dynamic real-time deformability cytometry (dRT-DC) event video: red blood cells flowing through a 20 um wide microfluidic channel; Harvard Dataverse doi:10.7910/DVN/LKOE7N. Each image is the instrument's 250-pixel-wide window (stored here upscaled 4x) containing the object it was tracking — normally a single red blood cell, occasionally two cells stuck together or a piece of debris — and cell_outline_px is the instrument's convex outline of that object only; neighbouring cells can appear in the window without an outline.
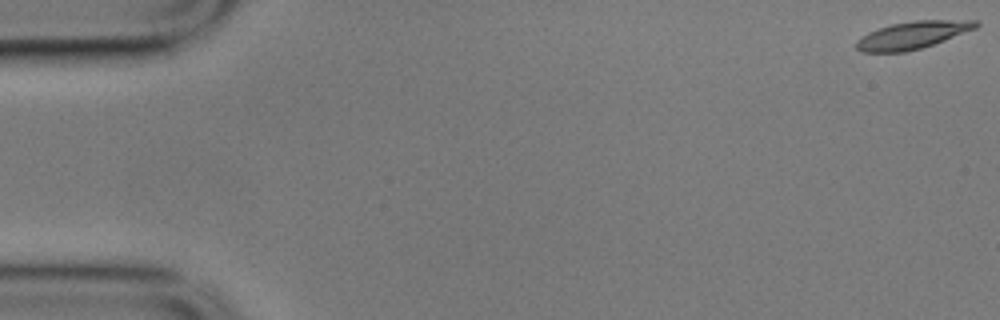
{"species": "common noctule bat (a hibernating species)", "species_latin": "Nyctalus noctula", "temperature_condition": "cold", "stored_images_in_passage": 16, "camera_frame_rate_fps": 3000, "um_per_image_px": 0.085, "animal": {"sex": "male", "body_mass_g": 17.9}, "frame": {"image": 1, "passage_image": 1, "time_ms": 0.0, "image_size_px": [1000, 320], "cell_outline_px": [[980, 24], [976, 28], [944, 40], [920, 48], [904, 52], [860, 52], [856, 48], [856, 40], [868, 32], [892, 24], [916, 20], [976, 20]], "centroid_in_image_um": [77.54, 2.98], "position_along_channel_um": 7.5, "area_um2": 18.9}}
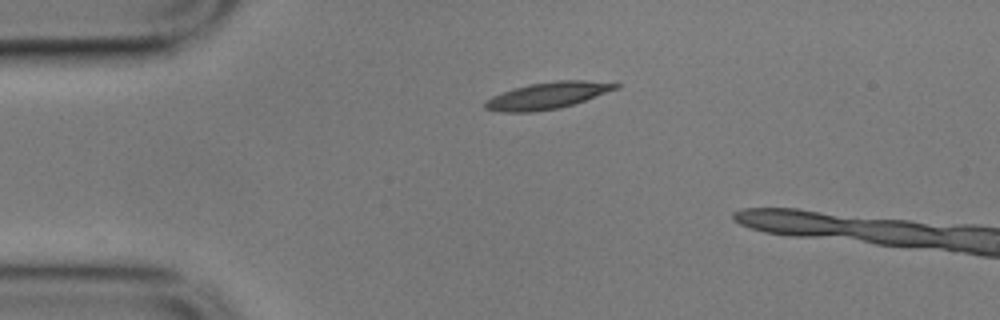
{"frame": {"image": 2, "passage_image": 13, "time_ms": 4.0, "image_size_px": [1000, 320], "cell_outline_px": [[620, 84], [616, 88], [584, 100], [560, 108], [532, 112], [500, 112], [484, 108], [484, 100], [492, 96], [512, 88], [528, 84], [556, 80], [584, 80]], "centroid_in_image_um": [46.42, 8.12], "position_along_channel_um": 38.6, "area_um2": 20.11}}